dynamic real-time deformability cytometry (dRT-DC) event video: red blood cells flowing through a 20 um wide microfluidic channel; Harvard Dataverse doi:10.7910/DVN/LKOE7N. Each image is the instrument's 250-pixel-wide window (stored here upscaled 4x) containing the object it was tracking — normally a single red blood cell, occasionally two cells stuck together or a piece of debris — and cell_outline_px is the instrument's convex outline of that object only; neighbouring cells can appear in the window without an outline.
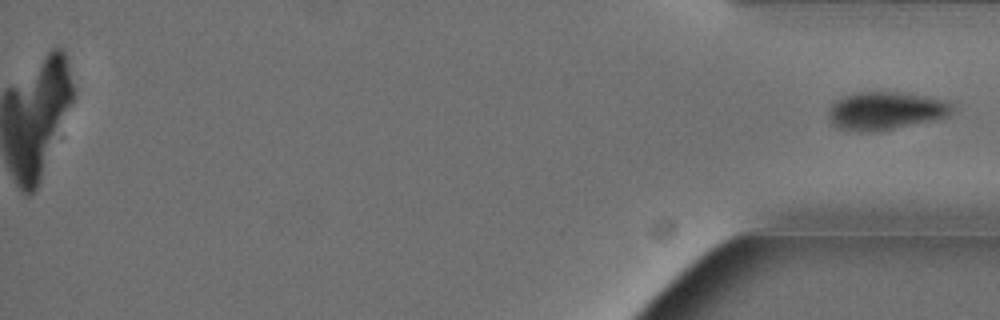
{"species": "Egyptian fruit bat (a non-hibernating species)", "species_latin": "Rousettus aegyptiacus", "temperature_condition": "cold", "stored_images_in_passage": 39, "camera_frame_rate_fps": 3000, "um_per_image_px": 0.085, "animal": {"sex": "female"}, "frame": {"image": 1, "passage_image": 39, "time_ms": 12.667, "image_size_px": [1000, 320], "cell_outline_px": [[952, 112], [948, 116], [936, 120], [892, 128], [868, 132], [860, 132], [836, 128], [832, 124], [828, 116], [828, 108], [836, 100], [844, 96], [860, 92], [896, 92], [948, 100], [952, 104]], "centroid_in_image_um": [75.25, 9.42], "position_along_channel_um": 359.9, "area_um2": 27.28}}